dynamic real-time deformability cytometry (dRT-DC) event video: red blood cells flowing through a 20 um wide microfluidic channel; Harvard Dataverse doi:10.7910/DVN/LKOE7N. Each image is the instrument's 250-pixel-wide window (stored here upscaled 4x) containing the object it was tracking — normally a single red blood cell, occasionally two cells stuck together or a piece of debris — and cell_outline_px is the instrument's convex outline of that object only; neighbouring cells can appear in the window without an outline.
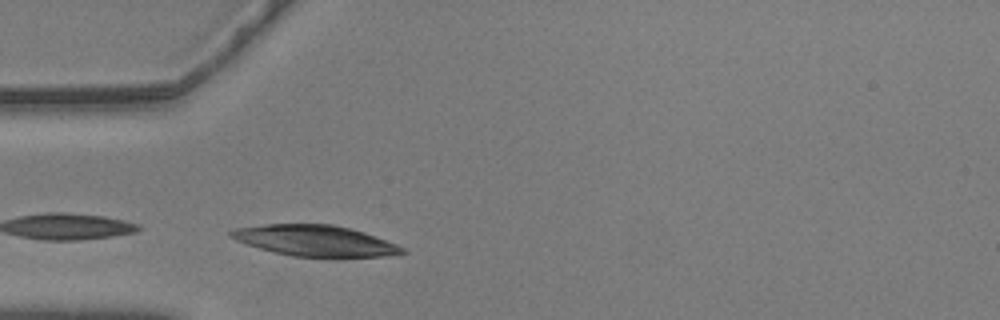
{"species": "common noctule bat (a hibernating species)", "species_latin": "Nyctalus noctula", "temperature_condition": "warm", "stored_images_in_passage": 20, "camera_frame_rate_fps": 3000, "um_per_image_px": 0.085, "animal": {"sex": "male", "body_mass_g": 20.5, "forearm_length_mm": 52.5}, "frame": {"image": 1, "passage_image": 1, "time_ms": 0.0, "image_size_px": [1000, 320], "cell_outline_px": [[408, 252], [384, 256], [340, 260], [332, 260], [292, 256], [272, 252], [236, 240], [228, 236], [228, 232], [236, 228], [268, 224], [332, 224], [364, 232], [376, 236], [396, 244], [404, 248]], "centroid_in_image_um": [26.85, 20.51], "position_along_channel_um": 58.2, "area_um2": 31.85}}